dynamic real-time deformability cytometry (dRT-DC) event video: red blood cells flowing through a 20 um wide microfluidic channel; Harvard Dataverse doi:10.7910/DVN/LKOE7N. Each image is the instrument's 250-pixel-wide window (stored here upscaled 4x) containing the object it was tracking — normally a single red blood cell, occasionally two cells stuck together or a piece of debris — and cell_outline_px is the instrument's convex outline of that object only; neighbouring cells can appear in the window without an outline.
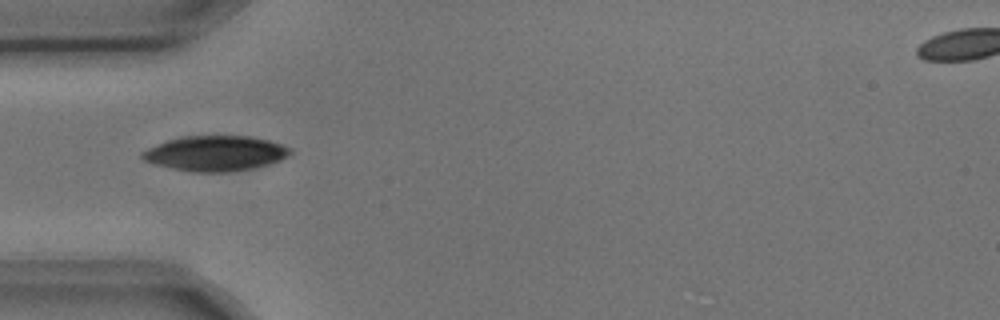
{"species": "common noctule bat (a hibernating species)", "species_latin": "Nyctalus noctula", "temperature_condition": "cold", "stored_images_in_passage": 1, "camera_frame_rate_fps": 3000, "um_per_image_px": 0.085, "animal": {"sex": "male", "body_mass_g": 17.9, "forearm_length_mm": 54.2}, "frame": {"image": 1, "passage_image": 1, "time_ms": 0.0, "image_size_px": [1000, 320], "cell_outline_px": [[292, 152], [288, 156], [272, 164], [256, 168], [228, 172], [196, 172], [156, 164], [144, 160], [140, 156], [140, 152], [148, 148], [168, 140], [180, 136], [252, 136], [268, 140], [292, 148]], "centroid_in_image_um": [18.36, 13.03], "position_along_channel_um": 66.6, "area_um2": 30.35}}